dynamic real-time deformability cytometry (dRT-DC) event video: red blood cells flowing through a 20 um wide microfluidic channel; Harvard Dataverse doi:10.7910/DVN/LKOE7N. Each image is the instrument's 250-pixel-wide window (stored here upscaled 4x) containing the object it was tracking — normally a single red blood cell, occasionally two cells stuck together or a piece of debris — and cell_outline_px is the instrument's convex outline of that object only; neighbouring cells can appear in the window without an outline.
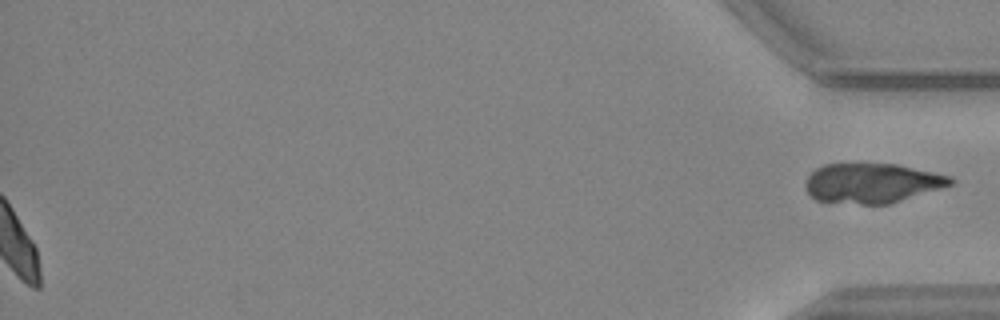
{"species": "common noctule bat (a hibernating species)", "species_latin": "Nyctalus noctula", "temperature_condition": "warm", "stored_images_in_passage": 58, "segment_of_instrument_passage": [2, 2], "camera_frame_rate_fps": 3000, "um_per_image_px": 0.085, "animal": {"sex": "female", "body_mass_g": 24.6, "forearm_length_mm": 56.2}, "frame": {"image": 1, "passage_image": 58, "time_ms": 19.0, "image_size_px": [1000, 320], "cell_outline_px": [[956, 180], [952, 184], [940, 188], [888, 204], [860, 204], [816, 200], [808, 192], [804, 184], [808, 176], [816, 168], [824, 164], [896, 164], [952, 176]], "centroid_in_image_um": [74.12, 15.56], "position_along_channel_um": 361.1, "area_um2": 33.29}}